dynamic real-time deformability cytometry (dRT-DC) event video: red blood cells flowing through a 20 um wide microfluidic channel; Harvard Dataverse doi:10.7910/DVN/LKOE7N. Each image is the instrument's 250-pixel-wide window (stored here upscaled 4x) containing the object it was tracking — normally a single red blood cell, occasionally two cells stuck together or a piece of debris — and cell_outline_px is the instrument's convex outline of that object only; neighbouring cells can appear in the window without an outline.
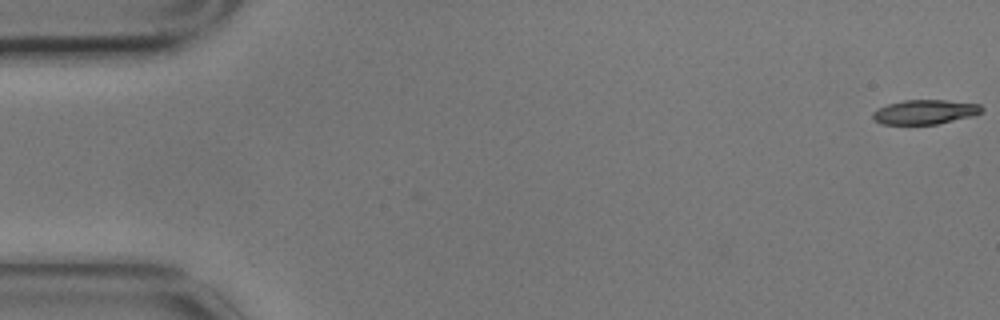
{"species": "common noctule bat (a hibernating species)", "species_latin": "Nyctalus noctula", "temperature_condition": "cold", "stored_images_in_passage": 8, "camera_frame_rate_fps": 3000, "um_per_image_px": 0.085, "animal": {"sex": "male", "body_mass_g": 17.9}, "frame": {"image": 1, "passage_image": 1, "time_ms": 0.0, "image_size_px": [1000, 320], "cell_outline_px": [[984, 108], [976, 116], [936, 124], [880, 124], [872, 116], [872, 112], [888, 104], [904, 100], [944, 100], [980, 104]], "centroid_in_image_um": [78.66, 9.52], "position_along_channel_um": 6.3, "area_um2": 15.49}}
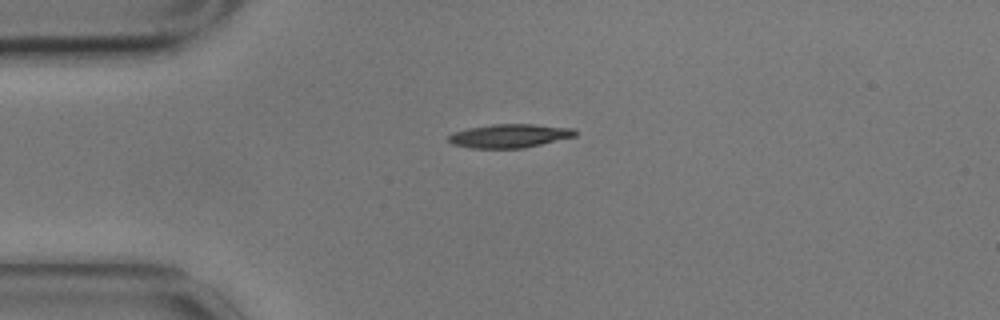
{"frame": {"image": 2, "passage_image": 4, "time_ms": 1.0, "image_size_px": [1000, 320], "cell_outline_px": [[576, 136], [524, 148], [472, 148], [452, 144], [448, 140], [448, 136], [452, 132], [468, 128], [492, 124], [532, 124], [572, 128], [576, 132]], "centroid_in_image_um": [43.28, 11.54], "position_along_channel_um": 41.7, "area_um2": 17.4}}
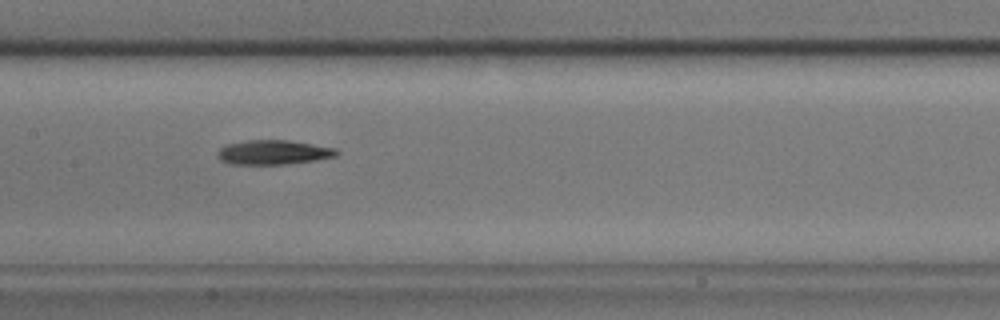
{"frame": {"image": 3, "passage_image": 8, "time_ms": 2.333, "image_size_px": [1000, 320], "cell_outline_px": [[340, 152], [336, 156], [316, 160], [284, 164], [232, 164], [220, 160], [216, 156], [216, 152], [220, 148], [228, 144], [248, 140], [288, 140], [336, 148]], "centroid_in_image_um": [23.23, 12.95], "position_along_channel_um": 184.2, "area_um2": 16.94}}